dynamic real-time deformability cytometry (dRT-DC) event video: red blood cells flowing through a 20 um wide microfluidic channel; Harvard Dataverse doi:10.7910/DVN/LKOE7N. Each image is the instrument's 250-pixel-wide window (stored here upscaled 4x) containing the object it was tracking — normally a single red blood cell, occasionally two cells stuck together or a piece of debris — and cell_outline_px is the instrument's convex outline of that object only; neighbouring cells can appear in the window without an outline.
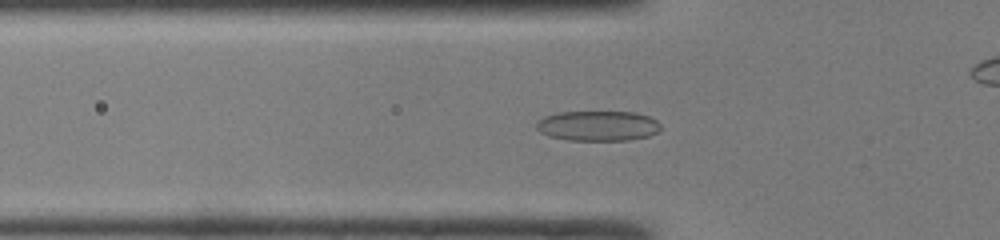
{"species": "common noctule bat (a hibernating species)", "species_latin": "Nyctalus noctula", "temperature_condition": "room temperature", "stored_images_in_passage": 50, "camera_frame_rate_fps": 3000, "um_per_image_px": 0.085, "animal": {"sex": "male", "body_mass_g": 19.0, "forearm_length_mm": 50.8}, "frame": {"image": 1, "passage_image": 17, "time_ms": 5.333, "image_size_px": [1000, 240], "cell_outline_px": [[664, 128], [648, 136], [628, 140], [568, 140], [548, 136], [540, 132], [536, 128], [536, 120], [544, 116], [556, 112], [636, 112], [648, 116], [656, 120]], "centroid_in_image_um": [50.8, 10.69], "position_along_channel_um": 75.0, "area_um2": 22.02}}
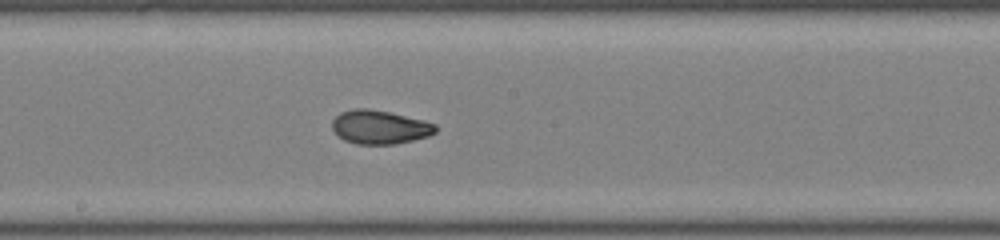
{"frame": {"image": 2, "passage_image": 27, "time_ms": 8.667, "image_size_px": [1000, 240], "cell_outline_px": [[436, 132], [428, 136], [396, 144], [356, 144], [344, 140], [332, 128], [332, 120], [340, 112], [352, 108], [368, 108], [388, 112], [424, 120], [436, 124]], "centroid_in_image_um": [32.26, 10.8], "position_along_channel_um": 215.9, "area_um2": 20.29}}
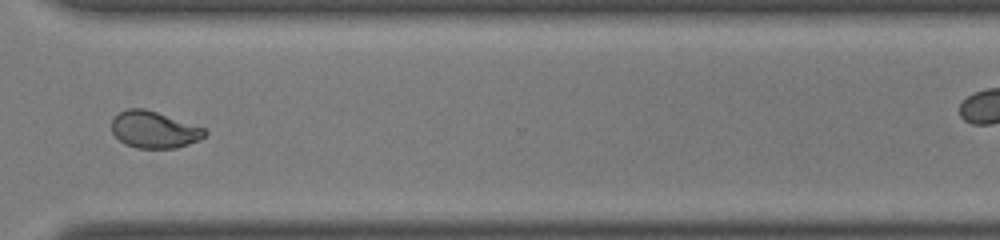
{"frame": {"image": 3, "passage_image": 37, "time_ms": 12.0, "image_size_px": [1000, 240], "cell_outline_px": [[208, 132], [200, 140], [176, 148], [136, 148], [124, 144], [112, 132], [112, 120], [120, 112], [128, 108], [144, 108], [204, 128]], "centroid_in_image_um": [13.09, 11.03], "position_along_channel_um": 357.5, "area_um2": 19.77}, "authors_computed_cell_mechanics": {"area_um2": 20.8658, "velocity_mm_per_s": 4.23, "shape_relaxation_time_tau1_ms": 7.9892, "shape_relaxation_time_tau2_ms": 1.5439, "deformation_change_tau1": 0.2471, "deformation_change_tau2": 0.0616}}